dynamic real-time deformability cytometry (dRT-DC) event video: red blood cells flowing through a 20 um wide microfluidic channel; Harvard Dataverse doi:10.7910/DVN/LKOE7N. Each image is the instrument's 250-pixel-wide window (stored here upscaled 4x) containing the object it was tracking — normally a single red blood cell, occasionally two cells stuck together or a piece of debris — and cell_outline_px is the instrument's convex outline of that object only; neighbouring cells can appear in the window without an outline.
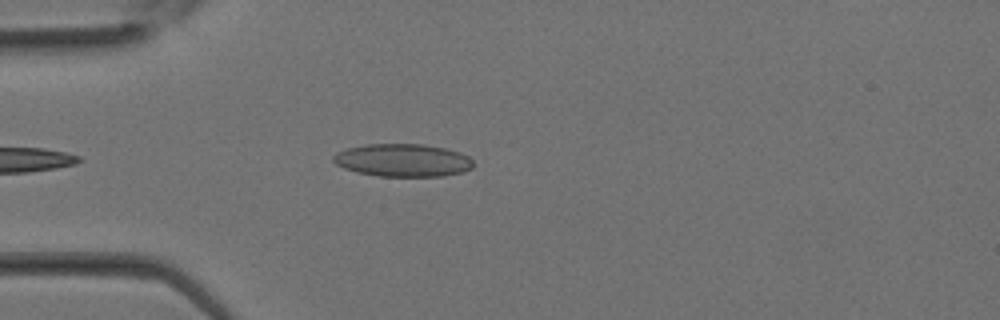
{"species": "Egyptian fruit bat (a non-hibernating species)", "species_latin": "Rousettus aegyptiacus", "temperature_condition": "room temperature", "stored_images_in_passage": 25, "camera_frame_rate_fps": 3000, "um_per_image_px": 0.085, "animal": {"sex": "female"}, "frame": {"image": 1, "passage_image": 3, "time_ms": 0.667, "image_size_px": [1000, 320], "cell_outline_px": [[472, 168], [464, 172], [444, 176], [380, 176], [356, 172], [344, 168], [336, 164], [332, 160], [332, 156], [336, 152], [348, 148], [364, 144], [424, 144], [444, 148], [460, 152], [468, 156], [472, 160]], "centroid_in_image_um": [34.23, 13.62], "position_along_channel_um": 50.8, "area_um2": 26.88}}
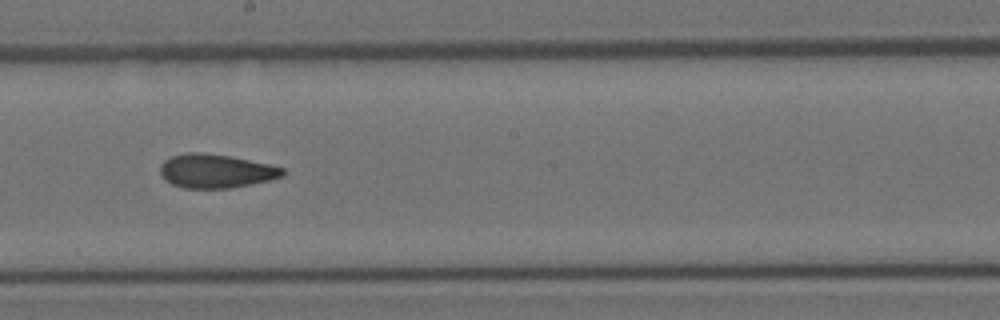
{"frame": {"image": 2, "passage_image": 12, "time_ms": 3.667, "image_size_px": [1000, 320], "cell_outline_px": [[284, 176], [252, 184], [228, 188], [184, 188], [172, 184], [160, 172], [160, 164], [164, 160], [172, 156], [188, 152], [200, 152], [228, 156], [268, 164], [284, 168]], "centroid_in_image_um": [18.34, 14.54], "position_along_channel_um": 229.9, "area_um2": 23.81}}
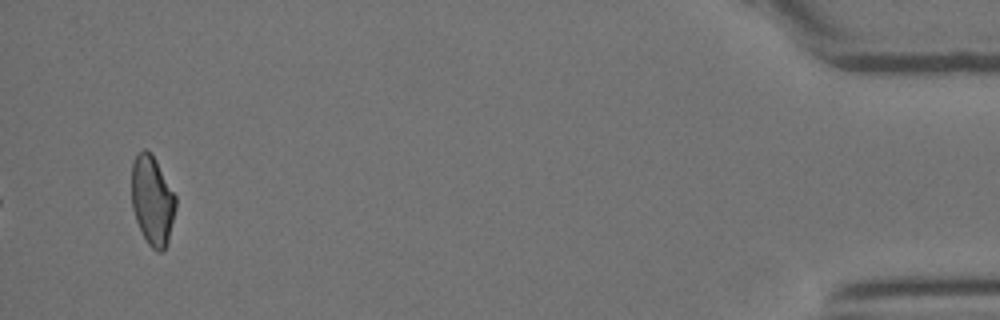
{"frame": {"image": 3, "passage_image": 25, "time_ms": 8.0, "image_size_px": [1000, 320], "cell_outline_px": [[176, 208], [168, 240], [164, 248], [160, 252], [156, 252], [148, 244], [136, 220], [132, 208], [132, 160], [144, 148], [156, 160], [176, 196]], "centroid_in_image_um": [12.95, 17.04], "position_along_channel_um": 422.3, "area_um2": 22.72}}